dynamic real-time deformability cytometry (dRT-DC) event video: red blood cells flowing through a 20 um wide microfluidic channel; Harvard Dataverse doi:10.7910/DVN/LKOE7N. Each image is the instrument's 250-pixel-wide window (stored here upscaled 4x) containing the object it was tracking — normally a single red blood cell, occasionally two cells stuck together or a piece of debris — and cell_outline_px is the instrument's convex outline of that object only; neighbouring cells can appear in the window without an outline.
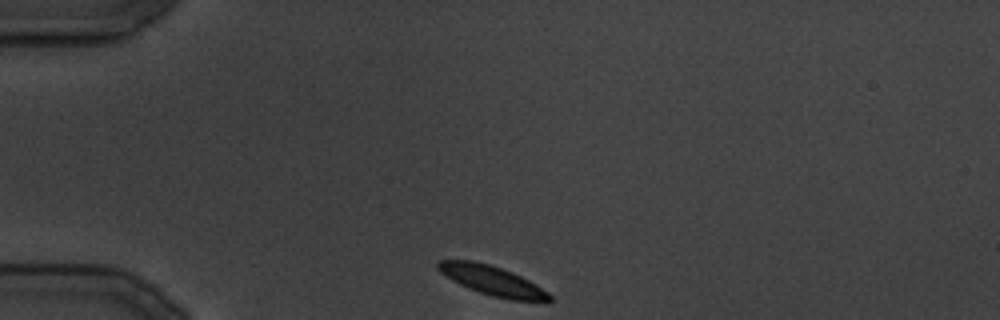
{"species": "common noctule bat (a hibernating species)", "species_latin": "Nyctalus noctula", "temperature_condition": "cold", "stored_images_in_passage": 2, "camera_frame_rate_fps": 3000, "um_per_image_px": 0.085, "animal": {"sex": "male", "body_mass_g": 19.5, "forearm_length_mm": 54.6}, "frame": {"image": 1, "passage_image": 1, "time_ms": 0.0, "image_size_px": [1000, 320], "cell_outline_px": [[552, 300], [548, 304], [512, 300], [480, 292], [468, 288], [452, 280], [440, 272], [436, 268], [436, 264], [440, 260], [472, 260], [488, 264], [512, 272], [536, 284], [548, 292], [552, 296]], "centroid_in_image_um": [41.92, 23.88], "position_along_channel_um": 43.1, "area_um2": 19.31}}